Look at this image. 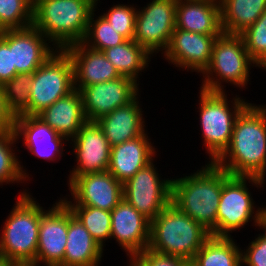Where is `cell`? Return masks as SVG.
Here are the masks:
<instances>
[{"instance_id":"6da1fadb","label":"cell","mask_w":266,"mask_h":266,"mask_svg":"<svg viewBox=\"0 0 266 266\" xmlns=\"http://www.w3.org/2000/svg\"><path fill=\"white\" fill-rule=\"evenodd\" d=\"M214 163L231 176L265 180L266 105L249 103L240 112L234 123L229 147Z\"/></svg>"},{"instance_id":"7a4b0ae2","label":"cell","mask_w":266,"mask_h":266,"mask_svg":"<svg viewBox=\"0 0 266 266\" xmlns=\"http://www.w3.org/2000/svg\"><path fill=\"white\" fill-rule=\"evenodd\" d=\"M230 176L209 161V164L190 176L172 179L171 203L211 234L217 228L222 186Z\"/></svg>"},{"instance_id":"3957f363","label":"cell","mask_w":266,"mask_h":266,"mask_svg":"<svg viewBox=\"0 0 266 266\" xmlns=\"http://www.w3.org/2000/svg\"><path fill=\"white\" fill-rule=\"evenodd\" d=\"M96 6L92 0H42L33 8V26L64 50L83 41Z\"/></svg>"},{"instance_id":"277c9868","label":"cell","mask_w":266,"mask_h":266,"mask_svg":"<svg viewBox=\"0 0 266 266\" xmlns=\"http://www.w3.org/2000/svg\"><path fill=\"white\" fill-rule=\"evenodd\" d=\"M210 236L200 223L170 203L150 222L148 249L192 261Z\"/></svg>"},{"instance_id":"5b68a950","label":"cell","mask_w":266,"mask_h":266,"mask_svg":"<svg viewBox=\"0 0 266 266\" xmlns=\"http://www.w3.org/2000/svg\"><path fill=\"white\" fill-rule=\"evenodd\" d=\"M31 197L26 190L21 192L0 237V256L16 263L36 260L39 224L45 210Z\"/></svg>"},{"instance_id":"8992f818","label":"cell","mask_w":266,"mask_h":266,"mask_svg":"<svg viewBox=\"0 0 266 266\" xmlns=\"http://www.w3.org/2000/svg\"><path fill=\"white\" fill-rule=\"evenodd\" d=\"M254 64L241 35L222 33L213 44L212 58L203 73L200 89L224 92L222 82L244 87L249 81L250 66Z\"/></svg>"},{"instance_id":"52a82bcc","label":"cell","mask_w":266,"mask_h":266,"mask_svg":"<svg viewBox=\"0 0 266 266\" xmlns=\"http://www.w3.org/2000/svg\"><path fill=\"white\" fill-rule=\"evenodd\" d=\"M200 90L199 119L202 136L210 161L214 163L229 147L235 120L249 103L236 95L230 108L225 92Z\"/></svg>"},{"instance_id":"ba28073f","label":"cell","mask_w":266,"mask_h":266,"mask_svg":"<svg viewBox=\"0 0 266 266\" xmlns=\"http://www.w3.org/2000/svg\"><path fill=\"white\" fill-rule=\"evenodd\" d=\"M247 180L257 188L264 187L265 180L257 177L230 176L223 183L217 210V228L211 236L231 237L230 232L243 228L250 219H253L254 226L261 227L266 223V207L254 211L253 198L246 185Z\"/></svg>"},{"instance_id":"9c48e42d","label":"cell","mask_w":266,"mask_h":266,"mask_svg":"<svg viewBox=\"0 0 266 266\" xmlns=\"http://www.w3.org/2000/svg\"><path fill=\"white\" fill-rule=\"evenodd\" d=\"M75 90L72 58L65 50L54 52L36 71L30 88L29 115H37Z\"/></svg>"},{"instance_id":"30bf717a","label":"cell","mask_w":266,"mask_h":266,"mask_svg":"<svg viewBox=\"0 0 266 266\" xmlns=\"http://www.w3.org/2000/svg\"><path fill=\"white\" fill-rule=\"evenodd\" d=\"M151 161L123 184V198L150 222L171 203L172 179L161 180Z\"/></svg>"},{"instance_id":"8fae6325","label":"cell","mask_w":266,"mask_h":266,"mask_svg":"<svg viewBox=\"0 0 266 266\" xmlns=\"http://www.w3.org/2000/svg\"><path fill=\"white\" fill-rule=\"evenodd\" d=\"M176 4L177 0H152L137 10L133 40L149 54L168 48L175 30Z\"/></svg>"},{"instance_id":"7c38bea8","label":"cell","mask_w":266,"mask_h":266,"mask_svg":"<svg viewBox=\"0 0 266 266\" xmlns=\"http://www.w3.org/2000/svg\"><path fill=\"white\" fill-rule=\"evenodd\" d=\"M139 82L121 76L115 80L81 88L82 103L88 121H97L118 107L126 106L139 94Z\"/></svg>"},{"instance_id":"4fadbf2b","label":"cell","mask_w":266,"mask_h":266,"mask_svg":"<svg viewBox=\"0 0 266 266\" xmlns=\"http://www.w3.org/2000/svg\"><path fill=\"white\" fill-rule=\"evenodd\" d=\"M77 165L70 171L68 185L78 176L107 171L111 146L96 121H86L71 139Z\"/></svg>"},{"instance_id":"5bb4252c","label":"cell","mask_w":266,"mask_h":266,"mask_svg":"<svg viewBox=\"0 0 266 266\" xmlns=\"http://www.w3.org/2000/svg\"><path fill=\"white\" fill-rule=\"evenodd\" d=\"M55 204L41 215L35 260V264L39 266L42 262L45 266H59L64 259L68 233V205L61 198Z\"/></svg>"},{"instance_id":"9a60e30c","label":"cell","mask_w":266,"mask_h":266,"mask_svg":"<svg viewBox=\"0 0 266 266\" xmlns=\"http://www.w3.org/2000/svg\"><path fill=\"white\" fill-rule=\"evenodd\" d=\"M74 203L62 199L67 205H83L111 212L123 199V184L108 170L78 176L69 184Z\"/></svg>"},{"instance_id":"2e32d148","label":"cell","mask_w":266,"mask_h":266,"mask_svg":"<svg viewBox=\"0 0 266 266\" xmlns=\"http://www.w3.org/2000/svg\"><path fill=\"white\" fill-rule=\"evenodd\" d=\"M0 37L12 50L13 66L17 74L33 73L57 50L50 47L49 40L33 25L24 29L0 31Z\"/></svg>"},{"instance_id":"e0dca14e","label":"cell","mask_w":266,"mask_h":266,"mask_svg":"<svg viewBox=\"0 0 266 266\" xmlns=\"http://www.w3.org/2000/svg\"><path fill=\"white\" fill-rule=\"evenodd\" d=\"M218 36L175 29L168 48L162 54L176 67L204 73L210 64L213 44Z\"/></svg>"},{"instance_id":"ac0fdd59","label":"cell","mask_w":266,"mask_h":266,"mask_svg":"<svg viewBox=\"0 0 266 266\" xmlns=\"http://www.w3.org/2000/svg\"><path fill=\"white\" fill-rule=\"evenodd\" d=\"M129 258L148 249L150 221L124 198L111 211V237Z\"/></svg>"},{"instance_id":"d6986e66","label":"cell","mask_w":266,"mask_h":266,"mask_svg":"<svg viewBox=\"0 0 266 266\" xmlns=\"http://www.w3.org/2000/svg\"><path fill=\"white\" fill-rule=\"evenodd\" d=\"M64 50L72 58L75 90L121 77L101 51L90 49L82 43L72 44Z\"/></svg>"},{"instance_id":"ffe728a7","label":"cell","mask_w":266,"mask_h":266,"mask_svg":"<svg viewBox=\"0 0 266 266\" xmlns=\"http://www.w3.org/2000/svg\"><path fill=\"white\" fill-rule=\"evenodd\" d=\"M14 132L18 140L23 137L24 145L33 155L48 161H54L56 153L60 158L64 149L62 144L68 141L36 115L17 116Z\"/></svg>"},{"instance_id":"44dd1931","label":"cell","mask_w":266,"mask_h":266,"mask_svg":"<svg viewBox=\"0 0 266 266\" xmlns=\"http://www.w3.org/2000/svg\"><path fill=\"white\" fill-rule=\"evenodd\" d=\"M175 29L203 35H221L219 0H177Z\"/></svg>"},{"instance_id":"7402d4cb","label":"cell","mask_w":266,"mask_h":266,"mask_svg":"<svg viewBox=\"0 0 266 266\" xmlns=\"http://www.w3.org/2000/svg\"><path fill=\"white\" fill-rule=\"evenodd\" d=\"M149 140L144 132L139 137L111 147L108 171L122 184L154 160L156 151Z\"/></svg>"},{"instance_id":"603a6c76","label":"cell","mask_w":266,"mask_h":266,"mask_svg":"<svg viewBox=\"0 0 266 266\" xmlns=\"http://www.w3.org/2000/svg\"><path fill=\"white\" fill-rule=\"evenodd\" d=\"M141 110L137 96L126 106L118 107L96 121L111 147L139 137L145 132Z\"/></svg>"},{"instance_id":"cb8c5ba5","label":"cell","mask_w":266,"mask_h":266,"mask_svg":"<svg viewBox=\"0 0 266 266\" xmlns=\"http://www.w3.org/2000/svg\"><path fill=\"white\" fill-rule=\"evenodd\" d=\"M103 250L68 207L67 244L59 266H98Z\"/></svg>"},{"instance_id":"d4e9b609","label":"cell","mask_w":266,"mask_h":266,"mask_svg":"<svg viewBox=\"0 0 266 266\" xmlns=\"http://www.w3.org/2000/svg\"><path fill=\"white\" fill-rule=\"evenodd\" d=\"M36 116L68 141L87 121L79 90H74L69 95L58 99Z\"/></svg>"},{"instance_id":"484cf974","label":"cell","mask_w":266,"mask_h":266,"mask_svg":"<svg viewBox=\"0 0 266 266\" xmlns=\"http://www.w3.org/2000/svg\"><path fill=\"white\" fill-rule=\"evenodd\" d=\"M223 33L240 35L266 10V0H219Z\"/></svg>"},{"instance_id":"4316f807","label":"cell","mask_w":266,"mask_h":266,"mask_svg":"<svg viewBox=\"0 0 266 266\" xmlns=\"http://www.w3.org/2000/svg\"><path fill=\"white\" fill-rule=\"evenodd\" d=\"M102 52L113 64L120 76L131 78L135 82L139 78V72L147 68L148 62L151 61L149 59L151 54L134 40H126Z\"/></svg>"},{"instance_id":"83f0119b","label":"cell","mask_w":266,"mask_h":266,"mask_svg":"<svg viewBox=\"0 0 266 266\" xmlns=\"http://www.w3.org/2000/svg\"><path fill=\"white\" fill-rule=\"evenodd\" d=\"M231 237L210 236L192 260L196 266H241L240 247Z\"/></svg>"},{"instance_id":"f1b7e54d","label":"cell","mask_w":266,"mask_h":266,"mask_svg":"<svg viewBox=\"0 0 266 266\" xmlns=\"http://www.w3.org/2000/svg\"><path fill=\"white\" fill-rule=\"evenodd\" d=\"M91 236L104 247V241L111 237V212L83 205H68Z\"/></svg>"},{"instance_id":"f546056e","label":"cell","mask_w":266,"mask_h":266,"mask_svg":"<svg viewBox=\"0 0 266 266\" xmlns=\"http://www.w3.org/2000/svg\"><path fill=\"white\" fill-rule=\"evenodd\" d=\"M18 141L15 132H0V185L3 183H19L29 178L26 170L21 167L12 146ZM13 151V152H12Z\"/></svg>"},{"instance_id":"4dcf8cb0","label":"cell","mask_w":266,"mask_h":266,"mask_svg":"<svg viewBox=\"0 0 266 266\" xmlns=\"http://www.w3.org/2000/svg\"><path fill=\"white\" fill-rule=\"evenodd\" d=\"M95 11L91 13L85 37L81 42L82 44L90 49L102 52L127 40L102 15L94 20Z\"/></svg>"},{"instance_id":"1f68e13d","label":"cell","mask_w":266,"mask_h":266,"mask_svg":"<svg viewBox=\"0 0 266 266\" xmlns=\"http://www.w3.org/2000/svg\"><path fill=\"white\" fill-rule=\"evenodd\" d=\"M33 73H18L3 84V94L15 117L29 115L30 88Z\"/></svg>"},{"instance_id":"d6a6232c","label":"cell","mask_w":266,"mask_h":266,"mask_svg":"<svg viewBox=\"0 0 266 266\" xmlns=\"http://www.w3.org/2000/svg\"><path fill=\"white\" fill-rule=\"evenodd\" d=\"M33 25V8L25 0H0V31Z\"/></svg>"},{"instance_id":"836d02e7","label":"cell","mask_w":266,"mask_h":266,"mask_svg":"<svg viewBox=\"0 0 266 266\" xmlns=\"http://www.w3.org/2000/svg\"><path fill=\"white\" fill-rule=\"evenodd\" d=\"M256 67L266 70V10L259 19L240 34Z\"/></svg>"},{"instance_id":"e575fe53","label":"cell","mask_w":266,"mask_h":266,"mask_svg":"<svg viewBox=\"0 0 266 266\" xmlns=\"http://www.w3.org/2000/svg\"><path fill=\"white\" fill-rule=\"evenodd\" d=\"M110 25L127 40H133L137 9L131 5H114L102 15Z\"/></svg>"},{"instance_id":"d590c367","label":"cell","mask_w":266,"mask_h":266,"mask_svg":"<svg viewBox=\"0 0 266 266\" xmlns=\"http://www.w3.org/2000/svg\"><path fill=\"white\" fill-rule=\"evenodd\" d=\"M129 262L130 266H186L189 261L146 249L133 256Z\"/></svg>"},{"instance_id":"8d00e7d4","label":"cell","mask_w":266,"mask_h":266,"mask_svg":"<svg viewBox=\"0 0 266 266\" xmlns=\"http://www.w3.org/2000/svg\"><path fill=\"white\" fill-rule=\"evenodd\" d=\"M260 228L264 229V234H258V237L249 243L246 252L241 250L242 265L266 266V223Z\"/></svg>"},{"instance_id":"74e56055","label":"cell","mask_w":266,"mask_h":266,"mask_svg":"<svg viewBox=\"0 0 266 266\" xmlns=\"http://www.w3.org/2000/svg\"><path fill=\"white\" fill-rule=\"evenodd\" d=\"M16 75V67L13 66L12 50L0 37V84L3 85Z\"/></svg>"},{"instance_id":"f35d334b","label":"cell","mask_w":266,"mask_h":266,"mask_svg":"<svg viewBox=\"0 0 266 266\" xmlns=\"http://www.w3.org/2000/svg\"><path fill=\"white\" fill-rule=\"evenodd\" d=\"M15 119L4 98L3 85L0 84V132L14 131Z\"/></svg>"},{"instance_id":"ab89813d","label":"cell","mask_w":266,"mask_h":266,"mask_svg":"<svg viewBox=\"0 0 266 266\" xmlns=\"http://www.w3.org/2000/svg\"><path fill=\"white\" fill-rule=\"evenodd\" d=\"M15 262L8 260L6 257L0 256V266H13Z\"/></svg>"},{"instance_id":"60d3db41","label":"cell","mask_w":266,"mask_h":266,"mask_svg":"<svg viewBox=\"0 0 266 266\" xmlns=\"http://www.w3.org/2000/svg\"><path fill=\"white\" fill-rule=\"evenodd\" d=\"M32 8H35L42 0H25Z\"/></svg>"},{"instance_id":"b9f144b4","label":"cell","mask_w":266,"mask_h":266,"mask_svg":"<svg viewBox=\"0 0 266 266\" xmlns=\"http://www.w3.org/2000/svg\"><path fill=\"white\" fill-rule=\"evenodd\" d=\"M13 266H38L37 264H35V263H23V262H21V263H14L13 264Z\"/></svg>"},{"instance_id":"7bdbcfd3","label":"cell","mask_w":266,"mask_h":266,"mask_svg":"<svg viewBox=\"0 0 266 266\" xmlns=\"http://www.w3.org/2000/svg\"><path fill=\"white\" fill-rule=\"evenodd\" d=\"M186 266H196L195 263H193L192 261H189Z\"/></svg>"},{"instance_id":"ee69618b","label":"cell","mask_w":266,"mask_h":266,"mask_svg":"<svg viewBox=\"0 0 266 266\" xmlns=\"http://www.w3.org/2000/svg\"><path fill=\"white\" fill-rule=\"evenodd\" d=\"M95 4H98V2L97 1H99V0H92Z\"/></svg>"}]
</instances>
